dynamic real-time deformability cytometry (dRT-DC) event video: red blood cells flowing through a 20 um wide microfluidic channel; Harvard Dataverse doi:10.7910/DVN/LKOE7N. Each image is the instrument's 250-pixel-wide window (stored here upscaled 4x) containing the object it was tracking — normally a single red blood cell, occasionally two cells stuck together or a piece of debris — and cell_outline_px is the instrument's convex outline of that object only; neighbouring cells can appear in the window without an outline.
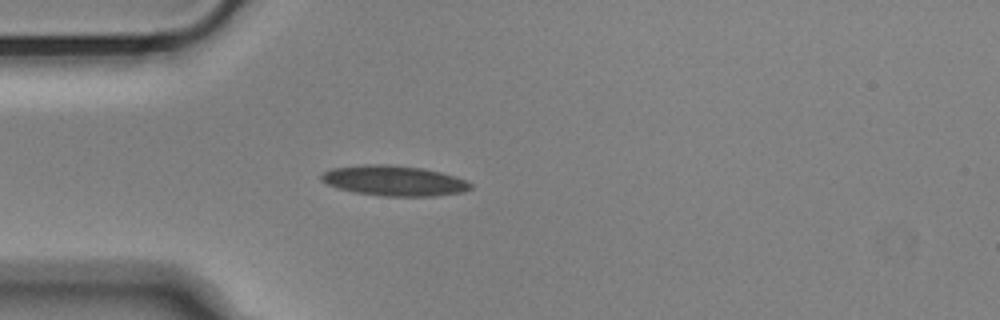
{"species": "Egyptian fruit bat (a non-hibernating species)", "species_latin": "Rousettus aegyptiacus", "temperature_condition": "cold", "stored_images_in_passage": 41, "camera_frame_rate_fps": 3000, "um_per_image_px": 0.085, "animal": {"sex": "male"}, "frame": {"image": 1, "passage_image": 1, "time_ms": 0.0, "image_size_px": [1000, 320], "cell_outline_px": [[472, 188], [464, 192], [436, 196], [384, 196], [356, 192], [336, 188], [320, 180], [320, 176], [324, 172], [332, 168], [364, 164], [388, 164], [424, 168], [440, 172], [464, 180], [472, 184]], "centroid_in_image_um": [33.48, 15.36], "position_along_channel_um": 51.5, "area_um2": 26.3}}
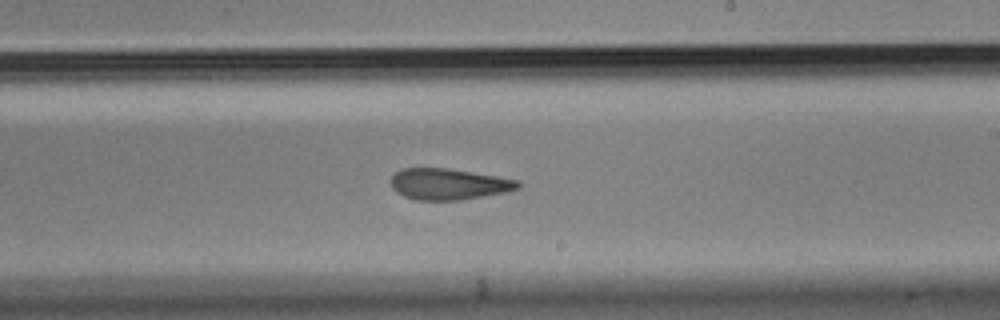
{"frame": {"image": 2, "passage_image": 18, "time_ms": 5.667, "image_size_px": [1000, 320], "cell_outline_px": [[520, 188], [508, 192], [460, 200], [416, 200], [404, 196], [396, 192], [392, 188], [392, 176], [400, 168], [448, 168], [520, 180]], "centroid_in_image_um": [38.15, 15.65], "position_along_channel_um": 250.8, "area_um2": 23.18}}
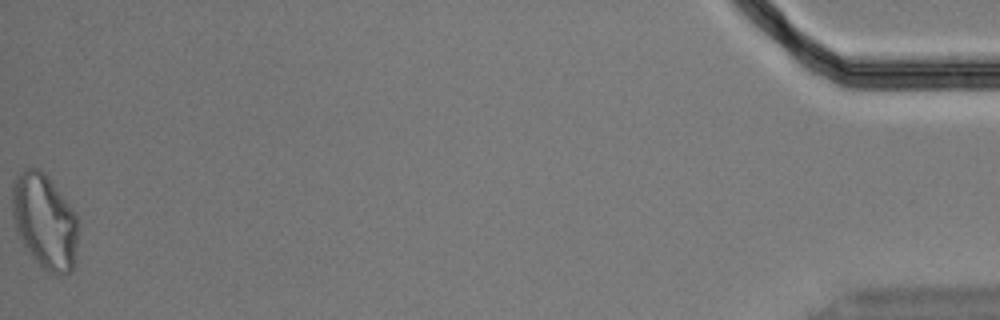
{"frame": {"image": 3, "passage_image": 41, "time_ms": 13.333, "image_size_px": [1000, 320], "cell_outline_px": [[76, 264], [72, 272], [60, 276], [56, 276], [48, 272], [36, 260], [20, 240], [16, 228], [12, 212], [12, 180], [24, 168], [36, 168], [44, 172], [48, 176], [68, 204], [76, 216]], "centroid_in_image_um": [3.78, 18.83], "position_along_channel_um": 431.4, "area_um2": 36.3}, "authors_computed_cell_mechanics": {"area_um2": 24.6806, "velocity_mm_per_s": 3.6498, "shape_relaxation_time_tau1_ms": null, "shape_relaxation_time_tau2_ms": 2.8399, "deformation_change_tau1": null, "deformation_change_tau2": 0.1052}}